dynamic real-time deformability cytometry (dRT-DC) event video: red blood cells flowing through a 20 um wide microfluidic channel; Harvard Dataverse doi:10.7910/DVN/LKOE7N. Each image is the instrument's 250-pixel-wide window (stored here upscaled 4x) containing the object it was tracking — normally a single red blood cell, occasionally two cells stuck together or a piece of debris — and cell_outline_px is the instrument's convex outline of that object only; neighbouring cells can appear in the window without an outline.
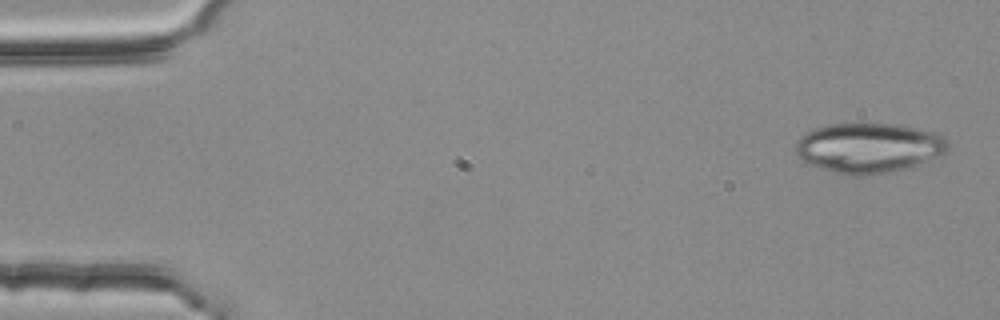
{"species": "common noctule bat (a hibernating species)", "species_latin": "Nyctalus noctula", "temperature_condition": "room temperature", "stored_images_in_passage": 3, "camera_frame_rate_fps": 3000, "um_per_image_px": 0.085, "animal": {"sex": "female", "body_mass_g": 25.1}, "frame": {"image": 1, "passage_image": 1, "time_ms": 0.0, "image_size_px": [1000, 320], "cell_outline_px": [[948, 148], [944, 152], [912, 168], [872, 176], [852, 176], [836, 172], [812, 164], [804, 160], [796, 152], [796, 140], [804, 132], [828, 124], [900, 124], [940, 132], [948, 140]], "centroid_in_image_um": [73.9, 12.56], "position_along_channel_um": 11.1, "area_um2": 44.68}}